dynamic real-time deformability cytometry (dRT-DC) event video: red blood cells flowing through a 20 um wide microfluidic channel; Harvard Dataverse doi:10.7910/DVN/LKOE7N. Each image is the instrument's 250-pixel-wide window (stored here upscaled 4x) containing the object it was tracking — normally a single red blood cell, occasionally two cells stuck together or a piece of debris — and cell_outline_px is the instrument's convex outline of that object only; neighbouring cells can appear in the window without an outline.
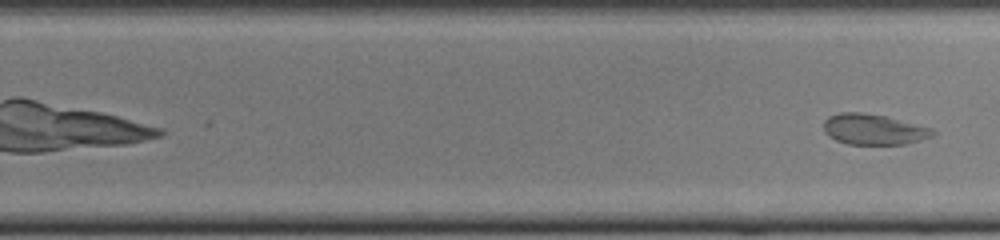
{"species": "common noctule bat (a hibernating species)", "species_latin": "Nyctalus noctula", "temperature_condition": "cold", "stored_images_in_passage": 28, "camera_frame_rate_fps": 3000, "um_per_image_px": 0.085, "animal": {"sex": "female", "body_mass_g": 22.0, "forearm_length_mm": 56.7}, "frame": {"image": 1, "passage_image": 28, "time_ms": 9.0, "image_size_px": [1000, 240], "cell_outline_px": [[936, 132], [932, 136], [920, 140], [904, 144], [848, 144], [836, 140], [828, 136], [824, 132], [824, 120], [828, 116], [840, 112], [860, 112], [884, 116], [932, 128]], "centroid_in_image_um": [74.22, 10.99], "position_along_channel_um": 255.6, "area_um2": 19.36}}